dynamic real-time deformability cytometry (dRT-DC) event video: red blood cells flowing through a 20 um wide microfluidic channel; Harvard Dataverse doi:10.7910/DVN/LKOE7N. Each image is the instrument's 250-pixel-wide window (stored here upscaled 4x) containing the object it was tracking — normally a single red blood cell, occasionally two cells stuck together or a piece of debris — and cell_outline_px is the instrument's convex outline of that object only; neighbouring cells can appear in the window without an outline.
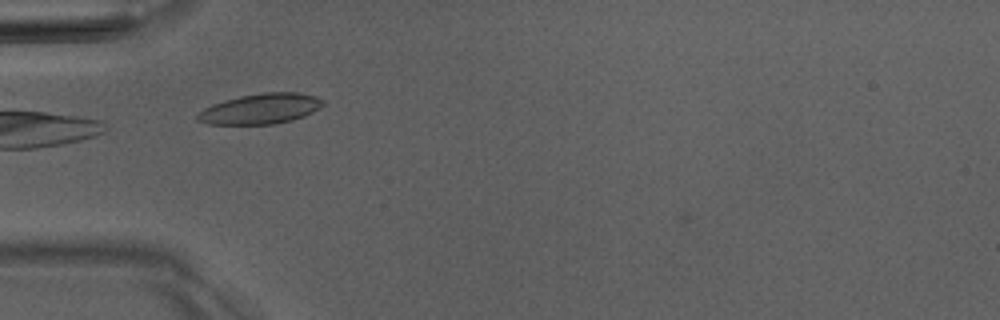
{"species": "Egyptian fruit bat (a non-hibernating species)", "species_latin": "Rousettus aegyptiacus", "temperature_condition": "room temperature", "stored_images_in_passage": 4, "camera_frame_rate_fps": 3000, "um_per_image_px": 0.085, "animal": {"sex": "male"}, "frame": {"image": 1, "passage_image": 1, "time_ms": 0.0, "image_size_px": [1000, 320], "cell_outline_px": [[324, 104], [320, 108], [304, 116], [292, 120], [272, 124], [208, 124], [196, 120], [196, 116], [204, 108], [212, 104], [224, 100], [240, 96], [264, 92], [296, 92], [316, 96], [324, 100]], "centroid_in_image_um": [22.16, 9.24], "position_along_channel_um": 62.8, "area_um2": 22.2}}
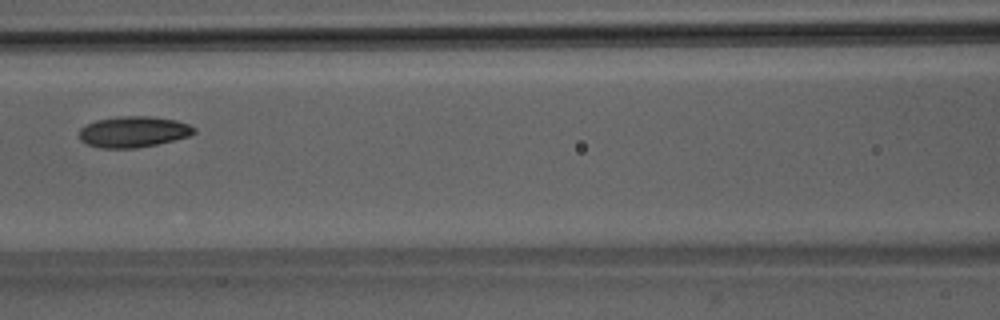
{"frame": {"image": 2, "passage_image": 3, "time_ms": 2.333, "image_size_px": [1000, 320], "cell_outline_px": [[196, 132], [188, 136], [156, 144], [136, 148], [100, 148], [88, 144], [80, 140], [80, 128], [96, 120], [116, 116], [152, 116], [176, 120], [188, 124], [196, 128]], "centroid_in_image_um": [11.34, 11.19], "position_along_channel_um": 155.3, "area_um2": 20.69}}